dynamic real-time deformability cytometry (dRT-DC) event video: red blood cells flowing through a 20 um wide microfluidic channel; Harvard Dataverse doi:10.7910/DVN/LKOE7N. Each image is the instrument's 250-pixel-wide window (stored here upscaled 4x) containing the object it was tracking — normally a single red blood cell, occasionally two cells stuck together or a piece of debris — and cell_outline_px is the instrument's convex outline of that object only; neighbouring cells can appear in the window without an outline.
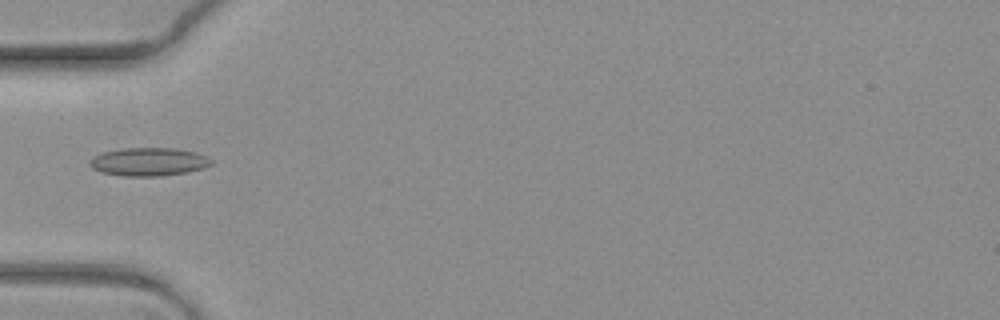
{"species": "common noctule bat (a hibernating species)", "species_latin": "Nyctalus noctula", "temperature_condition": "warm", "stored_images_in_passage": 10, "camera_frame_rate_fps": 3000, "um_per_image_px": 0.085, "animal": {"sex": "female", "body_mass_g": 19.3, "forearm_length_mm": 54.1}, "frame": {"image": 1, "passage_image": 7, "time_ms": 2.0, "image_size_px": [1000, 320], "cell_outline_px": [[212, 164], [204, 168], [188, 172], [160, 176], [124, 176], [104, 172], [92, 168], [88, 164], [100, 152], [120, 148], [176, 148], [196, 152], [212, 160]], "centroid_in_image_um": [12.66, 13.74], "position_along_channel_um": 72.3, "area_um2": 19.94}}
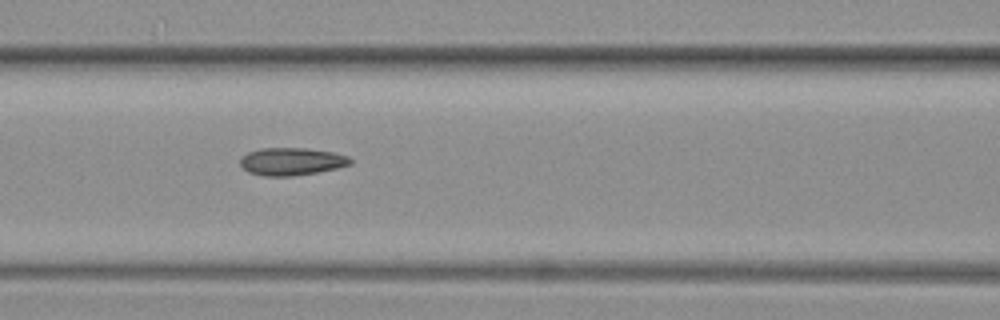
{"frame": {"image": 2, "passage_image": 9, "time_ms": 2.667, "image_size_px": [1000, 320], "cell_outline_px": [[352, 164], [336, 168], [316, 172], [292, 176], [264, 176], [248, 172], [240, 164], [240, 160], [248, 152], [260, 148], [308, 148], [332, 152], [348, 156], [352, 160]], "centroid_in_image_um": [24.79, 13.72], "position_along_channel_um": 141.8, "area_um2": 17.63}}
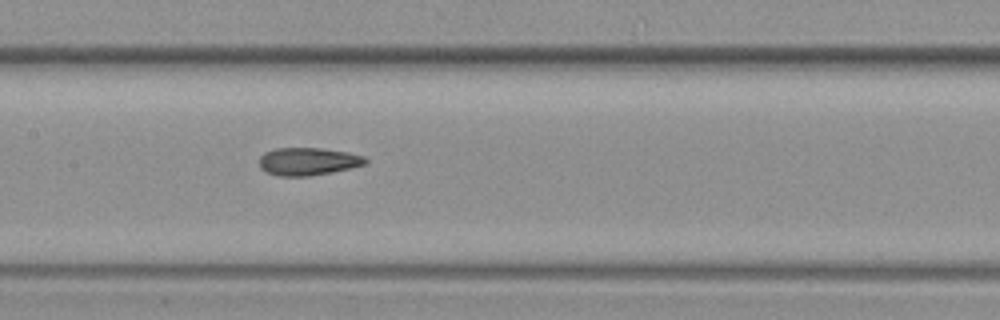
{"frame": {"image": 3, "passage_image": 10, "time_ms": 3.0, "image_size_px": [1000, 320], "cell_outline_px": [[368, 160], [364, 164], [332, 172], [308, 176], [280, 176], [264, 172], [260, 168], [260, 156], [264, 152], [276, 148], [320, 148], [348, 152], [364, 156]], "centroid_in_image_um": [26.14, 13.72], "position_along_channel_um": 181.3, "area_um2": 17.11}}